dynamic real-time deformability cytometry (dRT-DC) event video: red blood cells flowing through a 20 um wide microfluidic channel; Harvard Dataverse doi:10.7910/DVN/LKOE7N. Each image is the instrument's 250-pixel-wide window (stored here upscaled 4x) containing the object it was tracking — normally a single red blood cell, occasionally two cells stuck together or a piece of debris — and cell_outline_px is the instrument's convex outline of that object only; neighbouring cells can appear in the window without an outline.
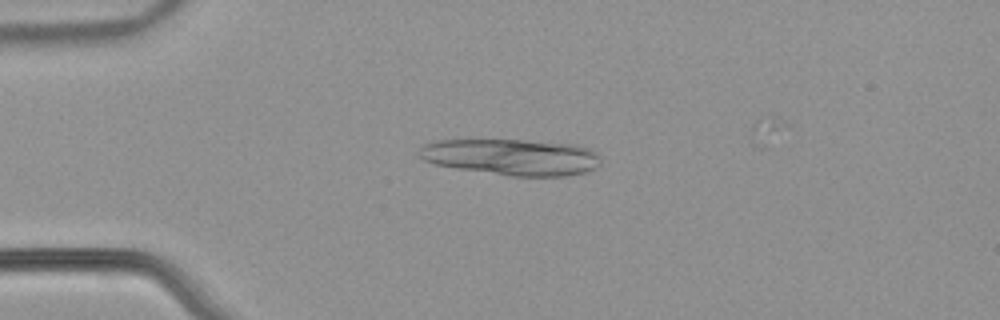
{"species": "common noctule bat (a hibernating species)", "species_latin": "Nyctalus noctula", "temperature_condition": "warm", "stored_images_in_passage": 19, "camera_frame_rate_fps": 3000, "um_per_image_px": 0.085, "animal": {"sex": "male", "body_mass_g": 21.5, "forearm_length_mm": 52.0}, "frame": {"image": 1, "passage_image": 11, "time_ms": 3.333, "image_size_px": [1000, 320], "cell_outline_px": [[600, 164], [596, 168], [584, 172], [564, 176], [512, 176], [460, 168], [436, 164], [424, 160], [416, 152], [424, 144], [436, 140], [524, 140], [572, 144], [588, 148], [596, 152], [600, 156]], "centroid_in_image_um": [43.5, 13.34], "position_along_channel_um": 41.5, "area_um2": 38.15}}